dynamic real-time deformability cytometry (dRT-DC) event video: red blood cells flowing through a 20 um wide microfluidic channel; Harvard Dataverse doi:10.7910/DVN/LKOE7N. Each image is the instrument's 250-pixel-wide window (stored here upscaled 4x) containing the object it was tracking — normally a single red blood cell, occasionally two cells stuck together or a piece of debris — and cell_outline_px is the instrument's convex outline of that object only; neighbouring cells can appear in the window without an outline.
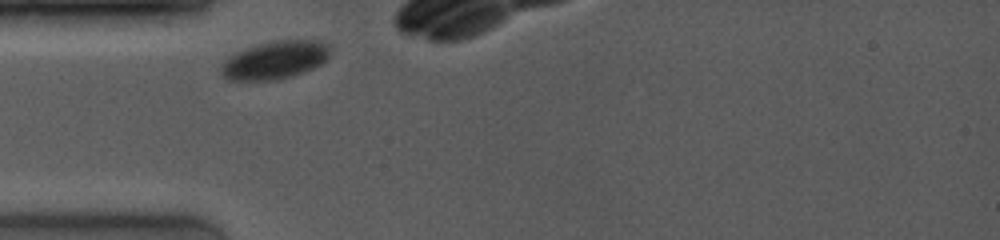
{"species": "common noctule bat (a hibernating species)", "species_latin": "Nyctalus noctula", "temperature_condition": "room temperature", "stored_images_in_passage": 12, "camera_frame_rate_fps": 4000, "um_per_image_px": 0.085, "animal": {"sex": "female", "body_mass_g": 19.0, "forearm_length_mm": 53.3}, "frame": {"image": 1, "passage_image": 1, "time_ms": 0.0, "image_size_px": [1000, 240], "cell_outline_px": [[332, 48], [328, 60], [304, 72], [292, 76], [276, 80], [228, 80], [220, 72], [220, 64], [228, 56], [236, 52], [256, 44], [276, 40], [320, 40], [328, 44]], "centroid_in_image_um": [23.38, 5.09], "position_along_channel_um": 61.6, "area_um2": 24.51}}